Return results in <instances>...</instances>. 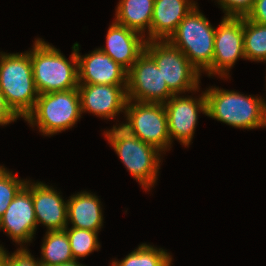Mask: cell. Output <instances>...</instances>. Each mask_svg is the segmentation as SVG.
Segmentation results:
<instances>
[{"label":"cell","instance_id":"6da1fadb","mask_svg":"<svg viewBox=\"0 0 266 266\" xmlns=\"http://www.w3.org/2000/svg\"><path fill=\"white\" fill-rule=\"evenodd\" d=\"M70 59L41 38L35 39L29 51L33 78L39 94L78 88V59L75 43Z\"/></svg>","mask_w":266,"mask_h":266},{"label":"cell","instance_id":"7a4b0ae2","mask_svg":"<svg viewBox=\"0 0 266 266\" xmlns=\"http://www.w3.org/2000/svg\"><path fill=\"white\" fill-rule=\"evenodd\" d=\"M206 94L207 115L234 128L266 127V101L237 91L209 87Z\"/></svg>","mask_w":266,"mask_h":266},{"label":"cell","instance_id":"3957f363","mask_svg":"<svg viewBox=\"0 0 266 266\" xmlns=\"http://www.w3.org/2000/svg\"><path fill=\"white\" fill-rule=\"evenodd\" d=\"M0 91L19 118L25 119L34 109L39 93L33 78L29 51L10 54L0 52Z\"/></svg>","mask_w":266,"mask_h":266},{"label":"cell","instance_id":"277c9868","mask_svg":"<svg viewBox=\"0 0 266 266\" xmlns=\"http://www.w3.org/2000/svg\"><path fill=\"white\" fill-rule=\"evenodd\" d=\"M116 125L104 136L134 179L150 191L158 179L162 152Z\"/></svg>","mask_w":266,"mask_h":266},{"label":"cell","instance_id":"5b68a950","mask_svg":"<svg viewBox=\"0 0 266 266\" xmlns=\"http://www.w3.org/2000/svg\"><path fill=\"white\" fill-rule=\"evenodd\" d=\"M78 89L39 94L34 109L25 117L43 136H53L68 130L81 118Z\"/></svg>","mask_w":266,"mask_h":266},{"label":"cell","instance_id":"8992f818","mask_svg":"<svg viewBox=\"0 0 266 266\" xmlns=\"http://www.w3.org/2000/svg\"><path fill=\"white\" fill-rule=\"evenodd\" d=\"M216 27L196 5L179 23L168 41L177 47L200 72H206L213 62Z\"/></svg>","mask_w":266,"mask_h":266},{"label":"cell","instance_id":"52a82bcc","mask_svg":"<svg viewBox=\"0 0 266 266\" xmlns=\"http://www.w3.org/2000/svg\"><path fill=\"white\" fill-rule=\"evenodd\" d=\"M145 52L155 61L168 89L174 95L199 92L201 73L168 40L147 41Z\"/></svg>","mask_w":266,"mask_h":266},{"label":"cell","instance_id":"ba28073f","mask_svg":"<svg viewBox=\"0 0 266 266\" xmlns=\"http://www.w3.org/2000/svg\"><path fill=\"white\" fill-rule=\"evenodd\" d=\"M124 115L126 122L119 126L131 135L155 146L162 153L171 149L164 103L127 100Z\"/></svg>","mask_w":266,"mask_h":266},{"label":"cell","instance_id":"9c48e42d","mask_svg":"<svg viewBox=\"0 0 266 266\" xmlns=\"http://www.w3.org/2000/svg\"><path fill=\"white\" fill-rule=\"evenodd\" d=\"M126 94L127 100L151 103H165L174 95L146 52L127 71Z\"/></svg>","mask_w":266,"mask_h":266},{"label":"cell","instance_id":"30bf717a","mask_svg":"<svg viewBox=\"0 0 266 266\" xmlns=\"http://www.w3.org/2000/svg\"><path fill=\"white\" fill-rule=\"evenodd\" d=\"M245 59L243 17H224L215 30L214 55L207 76L228 78L237 59Z\"/></svg>","mask_w":266,"mask_h":266},{"label":"cell","instance_id":"8fae6325","mask_svg":"<svg viewBox=\"0 0 266 266\" xmlns=\"http://www.w3.org/2000/svg\"><path fill=\"white\" fill-rule=\"evenodd\" d=\"M0 230H3L15 242L24 247L31 243L36 234L37 222L32 198V182L19 190L0 218Z\"/></svg>","mask_w":266,"mask_h":266},{"label":"cell","instance_id":"7c38bea8","mask_svg":"<svg viewBox=\"0 0 266 266\" xmlns=\"http://www.w3.org/2000/svg\"><path fill=\"white\" fill-rule=\"evenodd\" d=\"M198 97H184L178 94L164 103L171 145L173 138L185 147L191 144L198 122V113L207 115L205 92L203 91Z\"/></svg>","mask_w":266,"mask_h":266},{"label":"cell","instance_id":"4fadbf2b","mask_svg":"<svg viewBox=\"0 0 266 266\" xmlns=\"http://www.w3.org/2000/svg\"><path fill=\"white\" fill-rule=\"evenodd\" d=\"M127 85L79 84L81 112L106 120L125 113Z\"/></svg>","mask_w":266,"mask_h":266},{"label":"cell","instance_id":"5bb4252c","mask_svg":"<svg viewBox=\"0 0 266 266\" xmlns=\"http://www.w3.org/2000/svg\"><path fill=\"white\" fill-rule=\"evenodd\" d=\"M79 46L76 42L79 84L127 85V71L109 55L96 48L81 56Z\"/></svg>","mask_w":266,"mask_h":266},{"label":"cell","instance_id":"9a60e30c","mask_svg":"<svg viewBox=\"0 0 266 266\" xmlns=\"http://www.w3.org/2000/svg\"><path fill=\"white\" fill-rule=\"evenodd\" d=\"M146 42L140 33L114 21L106 34V46L100 49L128 71L145 52Z\"/></svg>","mask_w":266,"mask_h":266},{"label":"cell","instance_id":"2e32d148","mask_svg":"<svg viewBox=\"0 0 266 266\" xmlns=\"http://www.w3.org/2000/svg\"><path fill=\"white\" fill-rule=\"evenodd\" d=\"M32 198L36 222L48 231L64 230L67 225V201L63 200L52 186L43 182H32Z\"/></svg>","mask_w":266,"mask_h":266},{"label":"cell","instance_id":"e0dca14e","mask_svg":"<svg viewBox=\"0 0 266 266\" xmlns=\"http://www.w3.org/2000/svg\"><path fill=\"white\" fill-rule=\"evenodd\" d=\"M197 4L194 0H155L149 41L168 40Z\"/></svg>","mask_w":266,"mask_h":266},{"label":"cell","instance_id":"ac0fdd59","mask_svg":"<svg viewBox=\"0 0 266 266\" xmlns=\"http://www.w3.org/2000/svg\"><path fill=\"white\" fill-rule=\"evenodd\" d=\"M67 200V225L99 232L103 226L102 204L95 194L81 191Z\"/></svg>","mask_w":266,"mask_h":266},{"label":"cell","instance_id":"d6986e66","mask_svg":"<svg viewBox=\"0 0 266 266\" xmlns=\"http://www.w3.org/2000/svg\"><path fill=\"white\" fill-rule=\"evenodd\" d=\"M154 2L155 0H119L114 21L140 33L149 41Z\"/></svg>","mask_w":266,"mask_h":266},{"label":"cell","instance_id":"ffe728a7","mask_svg":"<svg viewBox=\"0 0 266 266\" xmlns=\"http://www.w3.org/2000/svg\"><path fill=\"white\" fill-rule=\"evenodd\" d=\"M41 246V266L59 265L74 260L65 230L48 231Z\"/></svg>","mask_w":266,"mask_h":266},{"label":"cell","instance_id":"44dd1931","mask_svg":"<svg viewBox=\"0 0 266 266\" xmlns=\"http://www.w3.org/2000/svg\"><path fill=\"white\" fill-rule=\"evenodd\" d=\"M172 259L167 250L142 243L121 261L112 260L110 266H171Z\"/></svg>","mask_w":266,"mask_h":266},{"label":"cell","instance_id":"7402d4cb","mask_svg":"<svg viewBox=\"0 0 266 266\" xmlns=\"http://www.w3.org/2000/svg\"><path fill=\"white\" fill-rule=\"evenodd\" d=\"M245 60L266 62V25L243 17Z\"/></svg>","mask_w":266,"mask_h":266},{"label":"cell","instance_id":"603a6c76","mask_svg":"<svg viewBox=\"0 0 266 266\" xmlns=\"http://www.w3.org/2000/svg\"><path fill=\"white\" fill-rule=\"evenodd\" d=\"M68 227L69 226H67L64 230L68 235L74 260L87 257L92 252L98 251L101 248L98 241L99 232Z\"/></svg>","mask_w":266,"mask_h":266},{"label":"cell","instance_id":"cb8c5ba5","mask_svg":"<svg viewBox=\"0 0 266 266\" xmlns=\"http://www.w3.org/2000/svg\"><path fill=\"white\" fill-rule=\"evenodd\" d=\"M26 181L27 179H19L12 171L0 165V218Z\"/></svg>","mask_w":266,"mask_h":266},{"label":"cell","instance_id":"d4e9b609","mask_svg":"<svg viewBox=\"0 0 266 266\" xmlns=\"http://www.w3.org/2000/svg\"><path fill=\"white\" fill-rule=\"evenodd\" d=\"M216 2L223 9L224 17H246L255 0H217Z\"/></svg>","mask_w":266,"mask_h":266},{"label":"cell","instance_id":"484cf974","mask_svg":"<svg viewBox=\"0 0 266 266\" xmlns=\"http://www.w3.org/2000/svg\"><path fill=\"white\" fill-rule=\"evenodd\" d=\"M5 266H41L39 259L35 260L27 246L17 248L13 253L8 252Z\"/></svg>","mask_w":266,"mask_h":266},{"label":"cell","instance_id":"4316f807","mask_svg":"<svg viewBox=\"0 0 266 266\" xmlns=\"http://www.w3.org/2000/svg\"><path fill=\"white\" fill-rule=\"evenodd\" d=\"M246 18L255 23L266 25V0H255Z\"/></svg>","mask_w":266,"mask_h":266},{"label":"cell","instance_id":"83f0119b","mask_svg":"<svg viewBox=\"0 0 266 266\" xmlns=\"http://www.w3.org/2000/svg\"><path fill=\"white\" fill-rule=\"evenodd\" d=\"M19 117L7 105L3 93L0 91V126H6Z\"/></svg>","mask_w":266,"mask_h":266},{"label":"cell","instance_id":"f1b7e54d","mask_svg":"<svg viewBox=\"0 0 266 266\" xmlns=\"http://www.w3.org/2000/svg\"><path fill=\"white\" fill-rule=\"evenodd\" d=\"M7 257L8 251L5 250L2 245H0V266H5Z\"/></svg>","mask_w":266,"mask_h":266},{"label":"cell","instance_id":"f546056e","mask_svg":"<svg viewBox=\"0 0 266 266\" xmlns=\"http://www.w3.org/2000/svg\"><path fill=\"white\" fill-rule=\"evenodd\" d=\"M52 266H86V265L81 264L80 262H78V260H73V261L68 262V263H62L59 265H52Z\"/></svg>","mask_w":266,"mask_h":266}]
</instances>
